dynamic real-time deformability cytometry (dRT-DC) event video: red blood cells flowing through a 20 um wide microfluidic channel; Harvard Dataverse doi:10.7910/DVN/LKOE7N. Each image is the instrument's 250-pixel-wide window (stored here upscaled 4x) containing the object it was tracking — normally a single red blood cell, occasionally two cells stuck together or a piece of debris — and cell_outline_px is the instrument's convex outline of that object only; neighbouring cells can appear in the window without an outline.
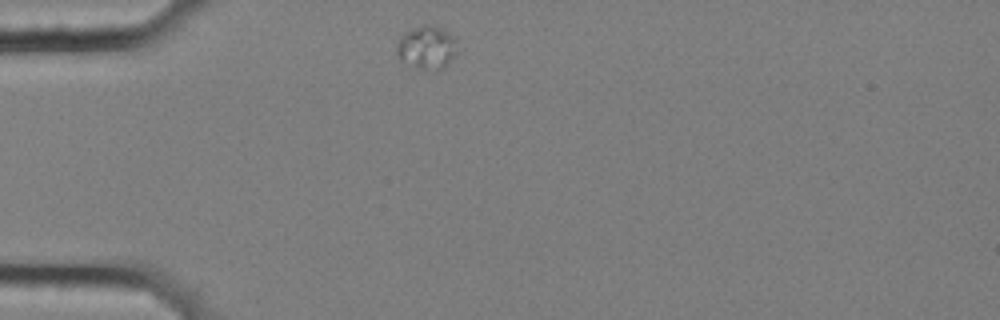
{"species": "common noctule bat (a hibernating species)", "species_latin": "Nyctalus noctula", "temperature_condition": "cold", "stored_images_in_passage": 7, "camera_frame_rate_fps": 3000, "um_per_image_px": 0.085, "animal": {"sex": "female", "body_mass_g": 25.1}, "frame": {"image": 1, "passage_image": 1, "time_ms": 0.0, "image_size_px": [1000, 320], "cell_outline_px": [[456, 52], [448, 64], [444, 68], [412, 68], [400, 60], [396, 52], [396, 44], [400, 36], [404, 32], [424, 24], [440, 28], [452, 36], [456, 40]], "centroid_in_image_um": [36.22, 4.04], "position_along_channel_um": 48.8, "area_um2": 15.09}}